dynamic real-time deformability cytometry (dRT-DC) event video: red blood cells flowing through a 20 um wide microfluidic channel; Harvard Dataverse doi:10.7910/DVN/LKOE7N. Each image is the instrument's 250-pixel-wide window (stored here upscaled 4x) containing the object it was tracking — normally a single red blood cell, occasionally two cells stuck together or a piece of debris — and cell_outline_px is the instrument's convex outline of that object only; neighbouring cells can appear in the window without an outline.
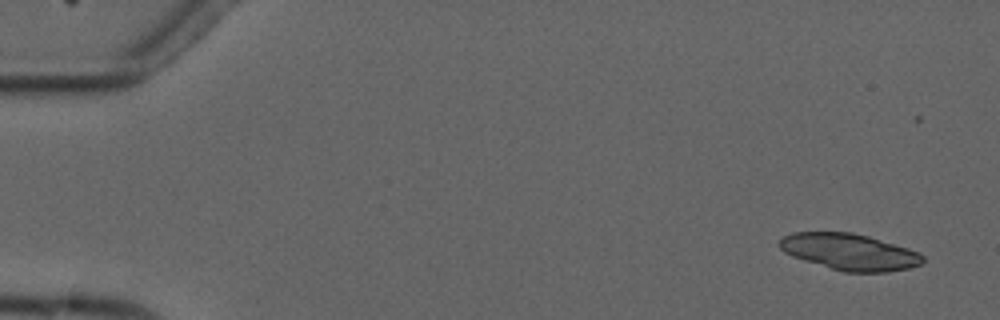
{"species": "common noctule bat (a hibernating species)", "species_latin": "Nyctalus noctula", "temperature_condition": "cold", "stored_images_in_passage": 4, "camera_frame_rate_fps": 3000, "um_per_image_px": 0.085, "animal": {"sex": "male", "forearm_length_mm": 52.5}, "frame": {"image": 1, "passage_image": 1, "time_ms": 0.0, "image_size_px": [1000, 320], "cell_outline_px": [[924, 260], [920, 264], [908, 268], [888, 272], [844, 272], [804, 260], [792, 256], [784, 252], [776, 244], [784, 236], [792, 232], [852, 232], [868, 236], [908, 248], [920, 252], [924, 256]], "centroid_in_image_um": [72.2, 21.4], "position_along_channel_um": 12.8, "area_um2": 30.4}}